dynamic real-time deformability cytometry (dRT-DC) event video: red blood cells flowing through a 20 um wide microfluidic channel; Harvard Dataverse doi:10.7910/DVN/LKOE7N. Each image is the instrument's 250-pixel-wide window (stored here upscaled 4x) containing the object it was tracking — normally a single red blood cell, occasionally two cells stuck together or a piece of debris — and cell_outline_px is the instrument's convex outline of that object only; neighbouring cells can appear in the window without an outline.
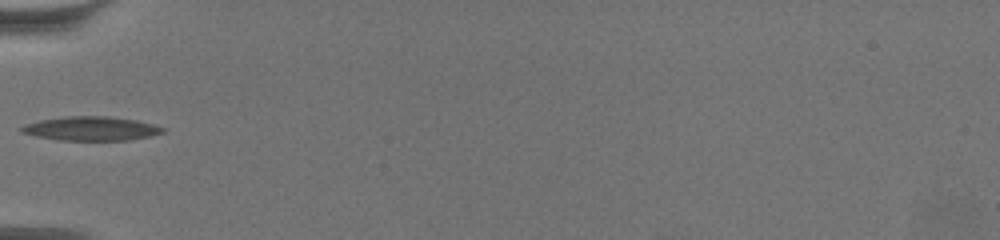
{"species": "common noctule bat (a hibernating species)", "species_latin": "Nyctalus noctula", "temperature_condition": "warm", "stored_images_in_passage": 39, "camera_frame_rate_fps": 3000, "um_per_image_px": 0.085, "animal": {"sex": "female", "body_mass_g": 19.5, "forearm_length_mm": 54.1}, "frame": {"image": 1, "passage_image": 1, "time_ms": 0.0, "image_size_px": [1000, 240], "cell_outline_px": [[164, 132], [152, 136], [128, 140], [60, 140], [36, 136], [20, 132], [20, 128], [24, 124], [40, 120], [64, 116], [108, 116], [136, 120], [152, 124], [164, 128]], "centroid_in_image_um": [7.73, 10.92], "position_along_channel_um": 77.3, "area_um2": 19.77}, "authors_computed_cell_mechanics": {"area_um2": 20.0566, "velocity_mm_per_s": 3.3324, "shape_relaxation_time_tau1_ms": null, "shape_relaxation_time_tau2_ms": 1.0002, "deformation_change_tau1": null, "deformation_change_tau2": 0.0666}}